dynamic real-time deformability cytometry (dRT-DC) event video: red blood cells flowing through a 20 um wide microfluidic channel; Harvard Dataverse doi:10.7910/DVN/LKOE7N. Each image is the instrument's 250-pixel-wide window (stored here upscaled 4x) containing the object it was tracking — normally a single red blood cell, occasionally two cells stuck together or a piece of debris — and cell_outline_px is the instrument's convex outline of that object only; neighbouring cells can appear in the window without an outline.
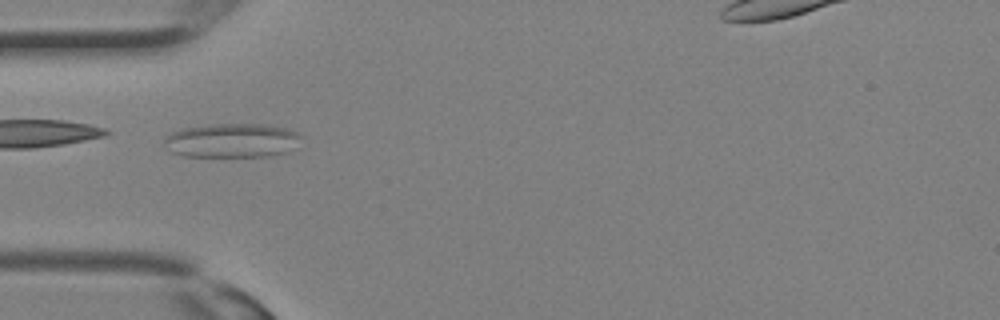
{"species": "Egyptian fruit bat (a non-hibernating species)", "species_latin": "Rousettus aegyptiacus", "temperature_condition": "room temperature", "stored_images_in_passage": 30, "camera_frame_rate_fps": 3000, "um_per_image_px": 0.085, "animal": {"sex": "female"}, "frame": {"image": 1, "passage_image": 9, "time_ms": 2.667, "image_size_px": [1000, 320], "cell_outline_px": [[304, 136], [284, 152], [268, 156], [184, 156], [168, 152], [164, 140], [164, 136], [180, 128], [208, 124], [268, 124], [284, 128], [296, 132]], "centroid_in_image_um": [19.62, 11.92], "position_along_channel_um": 65.4, "area_um2": 27.22}}
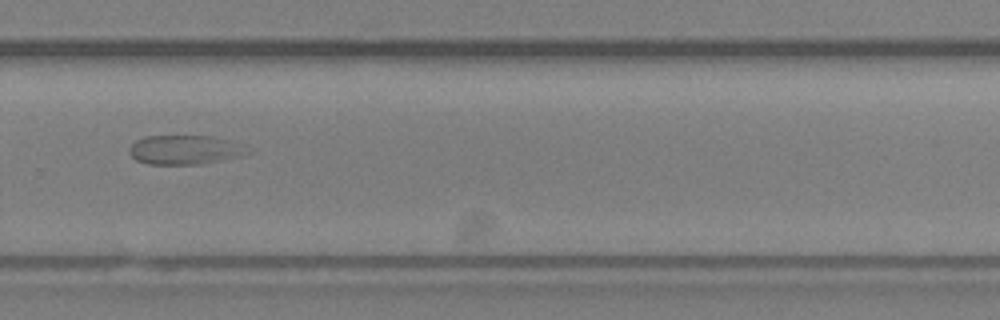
{"frame": {"image": 2, "passage_image": 21, "time_ms": 6.667, "image_size_px": [1000, 320], "cell_outline_px": [[256, 152], [240, 156], [200, 164], [148, 164], [136, 160], [128, 152], [128, 148], [136, 140], [148, 136], [208, 136], [240, 144]], "centroid_in_image_um": [15.7, 12.74], "position_along_channel_um": 314.1, "area_um2": 20.0}}
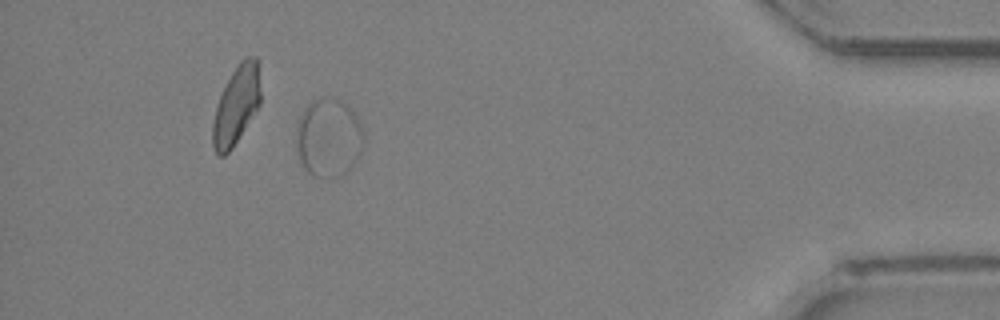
{"frame": {"image": 3, "passage_image": 28, "time_ms": 9.0, "image_size_px": [1000, 320], "cell_outline_px": [[364, 144], [360, 156], [344, 172], [328, 176], [312, 176], [304, 168], [296, 152], [296, 136], [300, 116], [304, 108], [312, 100], [320, 96], [340, 100], [348, 104], [356, 112], [364, 136]], "centroid_in_image_um": [27.93, 11.65], "position_along_channel_um": 407.3, "area_um2": 30.92}}